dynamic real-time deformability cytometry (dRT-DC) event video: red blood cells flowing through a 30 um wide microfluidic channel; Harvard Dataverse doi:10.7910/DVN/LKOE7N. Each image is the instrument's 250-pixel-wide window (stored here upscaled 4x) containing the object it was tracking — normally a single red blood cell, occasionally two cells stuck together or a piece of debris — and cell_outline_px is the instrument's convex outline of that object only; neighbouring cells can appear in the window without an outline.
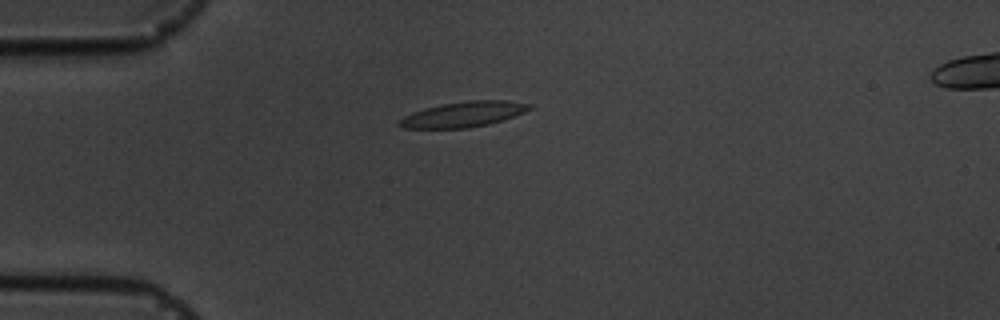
{"species": "common noctule bat (a hibernating species)", "species_latin": "Nyctalus noctula", "temperature_condition": "cold", "stored_images_in_passage": 1, "camera_frame_rate_fps": 3000, "um_per_image_px": 0.085, "animal": {"sex": "male", "body_mass_g": 19.5, "forearm_length_mm": 54.6}, "frame": {"image": 1, "passage_image": 1, "time_ms": 0.0, "image_size_px": [1000, 320], "cell_outline_px": [[532, 108], [524, 112], [504, 120], [488, 124], [468, 128], [404, 128], [396, 124], [404, 116], [412, 112], [424, 108], [440, 104], [468, 100], [508, 100], [532, 104]], "centroid_in_image_um": [39.41, 9.71], "position_along_channel_um": 45.6, "area_um2": 19.36}}